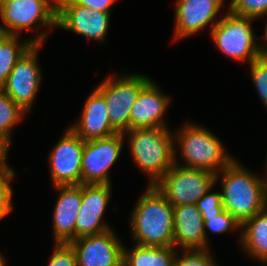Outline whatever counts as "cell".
<instances>
[{
    "mask_svg": "<svg viewBox=\"0 0 267 266\" xmlns=\"http://www.w3.org/2000/svg\"><path fill=\"white\" fill-rule=\"evenodd\" d=\"M235 158L215 175L221 178V197L224 210L240 224L267 206L264 177L244 168Z\"/></svg>",
    "mask_w": 267,
    "mask_h": 266,
    "instance_id": "cell-1",
    "label": "cell"
},
{
    "mask_svg": "<svg viewBox=\"0 0 267 266\" xmlns=\"http://www.w3.org/2000/svg\"><path fill=\"white\" fill-rule=\"evenodd\" d=\"M130 215L135 244L174 247L173 206L154 185H147Z\"/></svg>",
    "mask_w": 267,
    "mask_h": 266,
    "instance_id": "cell-2",
    "label": "cell"
},
{
    "mask_svg": "<svg viewBox=\"0 0 267 266\" xmlns=\"http://www.w3.org/2000/svg\"><path fill=\"white\" fill-rule=\"evenodd\" d=\"M171 132L169 128L153 127L123 133L135 165L149 176V186L155 185L175 164V142Z\"/></svg>",
    "mask_w": 267,
    "mask_h": 266,
    "instance_id": "cell-3",
    "label": "cell"
},
{
    "mask_svg": "<svg viewBox=\"0 0 267 266\" xmlns=\"http://www.w3.org/2000/svg\"><path fill=\"white\" fill-rule=\"evenodd\" d=\"M175 133V164L179 166L217 174L235 159L225 151L221 140L203 126L189 122L183 124ZM177 146L180 149L181 159L186 163L184 165L180 164V158H177Z\"/></svg>",
    "mask_w": 267,
    "mask_h": 266,
    "instance_id": "cell-4",
    "label": "cell"
},
{
    "mask_svg": "<svg viewBox=\"0 0 267 266\" xmlns=\"http://www.w3.org/2000/svg\"><path fill=\"white\" fill-rule=\"evenodd\" d=\"M0 33L20 36L22 31L47 27L31 39L42 45L51 28H57V0H5L0 11ZM3 23V24H2Z\"/></svg>",
    "mask_w": 267,
    "mask_h": 266,
    "instance_id": "cell-5",
    "label": "cell"
},
{
    "mask_svg": "<svg viewBox=\"0 0 267 266\" xmlns=\"http://www.w3.org/2000/svg\"><path fill=\"white\" fill-rule=\"evenodd\" d=\"M225 13L210 31L211 39L216 48L230 59L238 62L247 60L250 64L264 54L261 43L257 42L258 36H254L252 23L255 19L235 15L228 10Z\"/></svg>",
    "mask_w": 267,
    "mask_h": 266,
    "instance_id": "cell-6",
    "label": "cell"
},
{
    "mask_svg": "<svg viewBox=\"0 0 267 266\" xmlns=\"http://www.w3.org/2000/svg\"><path fill=\"white\" fill-rule=\"evenodd\" d=\"M107 77L96 89L105 97L108 116L118 133L130 130V111L142 87L151 79L143 74H124Z\"/></svg>",
    "mask_w": 267,
    "mask_h": 266,
    "instance_id": "cell-7",
    "label": "cell"
},
{
    "mask_svg": "<svg viewBox=\"0 0 267 266\" xmlns=\"http://www.w3.org/2000/svg\"><path fill=\"white\" fill-rule=\"evenodd\" d=\"M213 172L174 164L154 185L174 207L196 202L216 183Z\"/></svg>",
    "mask_w": 267,
    "mask_h": 266,
    "instance_id": "cell-8",
    "label": "cell"
},
{
    "mask_svg": "<svg viewBox=\"0 0 267 266\" xmlns=\"http://www.w3.org/2000/svg\"><path fill=\"white\" fill-rule=\"evenodd\" d=\"M123 133L85 141L81 161V184H111L110 169L121 155Z\"/></svg>",
    "mask_w": 267,
    "mask_h": 266,
    "instance_id": "cell-9",
    "label": "cell"
},
{
    "mask_svg": "<svg viewBox=\"0 0 267 266\" xmlns=\"http://www.w3.org/2000/svg\"><path fill=\"white\" fill-rule=\"evenodd\" d=\"M41 46L33 44L22 55L1 87L26 113L31 111L42 81V72L37 61Z\"/></svg>",
    "mask_w": 267,
    "mask_h": 266,
    "instance_id": "cell-10",
    "label": "cell"
},
{
    "mask_svg": "<svg viewBox=\"0 0 267 266\" xmlns=\"http://www.w3.org/2000/svg\"><path fill=\"white\" fill-rule=\"evenodd\" d=\"M64 132L49 154L51 182L53 186L80 185L85 141L70 127Z\"/></svg>",
    "mask_w": 267,
    "mask_h": 266,
    "instance_id": "cell-11",
    "label": "cell"
},
{
    "mask_svg": "<svg viewBox=\"0 0 267 266\" xmlns=\"http://www.w3.org/2000/svg\"><path fill=\"white\" fill-rule=\"evenodd\" d=\"M111 13L88 9L71 0H57V28L71 31L90 40H106Z\"/></svg>",
    "mask_w": 267,
    "mask_h": 266,
    "instance_id": "cell-12",
    "label": "cell"
},
{
    "mask_svg": "<svg viewBox=\"0 0 267 266\" xmlns=\"http://www.w3.org/2000/svg\"><path fill=\"white\" fill-rule=\"evenodd\" d=\"M112 229L72 240L77 266H123V242Z\"/></svg>",
    "mask_w": 267,
    "mask_h": 266,
    "instance_id": "cell-13",
    "label": "cell"
},
{
    "mask_svg": "<svg viewBox=\"0 0 267 266\" xmlns=\"http://www.w3.org/2000/svg\"><path fill=\"white\" fill-rule=\"evenodd\" d=\"M225 0H177L175 5L174 40L176 42L220 21L217 18ZM216 18V19H215Z\"/></svg>",
    "mask_w": 267,
    "mask_h": 266,
    "instance_id": "cell-14",
    "label": "cell"
},
{
    "mask_svg": "<svg viewBox=\"0 0 267 266\" xmlns=\"http://www.w3.org/2000/svg\"><path fill=\"white\" fill-rule=\"evenodd\" d=\"M111 186V184H82V203L76 220V239L112 229L103 220L112 194Z\"/></svg>",
    "mask_w": 267,
    "mask_h": 266,
    "instance_id": "cell-15",
    "label": "cell"
},
{
    "mask_svg": "<svg viewBox=\"0 0 267 266\" xmlns=\"http://www.w3.org/2000/svg\"><path fill=\"white\" fill-rule=\"evenodd\" d=\"M151 78L140 90L130 111V130L136 128H169L164 119L171 97L161 92Z\"/></svg>",
    "mask_w": 267,
    "mask_h": 266,
    "instance_id": "cell-16",
    "label": "cell"
},
{
    "mask_svg": "<svg viewBox=\"0 0 267 266\" xmlns=\"http://www.w3.org/2000/svg\"><path fill=\"white\" fill-rule=\"evenodd\" d=\"M52 187L59 192L52 220L54 243H69L76 239V220L82 203V184Z\"/></svg>",
    "mask_w": 267,
    "mask_h": 266,
    "instance_id": "cell-17",
    "label": "cell"
},
{
    "mask_svg": "<svg viewBox=\"0 0 267 266\" xmlns=\"http://www.w3.org/2000/svg\"><path fill=\"white\" fill-rule=\"evenodd\" d=\"M88 96L79 121L70 128L84 141L118 133L110 123L105 97L96 88Z\"/></svg>",
    "mask_w": 267,
    "mask_h": 266,
    "instance_id": "cell-18",
    "label": "cell"
},
{
    "mask_svg": "<svg viewBox=\"0 0 267 266\" xmlns=\"http://www.w3.org/2000/svg\"><path fill=\"white\" fill-rule=\"evenodd\" d=\"M174 247L179 250L206 249L204 221L196 204L173 207Z\"/></svg>",
    "mask_w": 267,
    "mask_h": 266,
    "instance_id": "cell-19",
    "label": "cell"
},
{
    "mask_svg": "<svg viewBox=\"0 0 267 266\" xmlns=\"http://www.w3.org/2000/svg\"><path fill=\"white\" fill-rule=\"evenodd\" d=\"M239 242L250 259L267 265V206L241 224Z\"/></svg>",
    "mask_w": 267,
    "mask_h": 266,
    "instance_id": "cell-20",
    "label": "cell"
},
{
    "mask_svg": "<svg viewBox=\"0 0 267 266\" xmlns=\"http://www.w3.org/2000/svg\"><path fill=\"white\" fill-rule=\"evenodd\" d=\"M176 247L123 246V266H174Z\"/></svg>",
    "mask_w": 267,
    "mask_h": 266,
    "instance_id": "cell-21",
    "label": "cell"
},
{
    "mask_svg": "<svg viewBox=\"0 0 267 266\" xmlns=\"http://www.w3.org/2000/svg\"><path fill=\"white\" fill-rule=\"evenodd\" d=\"M20 36L0 33V88L17 61L33 45L31 39L20 41Z\"/></svg>",
    "mask_w": 267,
    "mask_h": 266,
    "instance_id": "cell-22",
    "label": "cell"
},
{
    "mask_svg": "<svg viewBox=\"0 0 267 266\" xmlns=\"http://www.w3.org/2000/svg\"><path fill=\"white\" fill-rule=\"evenodd\" d=\"M27 113L0 88V135L11 144L12 131Z\"/></svg>",
    "mask_w": 267,
    "mask_h": 266,
    "instance_id": "cell-23",
    "label": "cell"
},
{
    "mask_svg": "<svg viewBox=\"0 0 267 266\" xmlns=\"http://www.w3.org/2000/svg\"><path fill=\"white\" fill-rule=\"evenodd\" d=\"M204 221V231L206 234V249L210 248L209 234L207 230L211 231L212 233H225L234 230L241 231V224L227 211H223L218 216H212L208 218H203Z\"/></svg>",
    "mask_w": 267,
    "mask_h": 266,
    "instance_id": "cell-24",
    "label": "cell"
},
{
    "mask_svg": "<svg viewBox=\"0 0 267 266\" xmlns=\"http://www.w3.org/2000/svg\"><path fill=\"white\" fill-rule=\"evenodd\" d=\"M227 10L238 16L259 19L267 16V0H231Z\"/></svg>",
    "mask_w": 267,
    "mask_h": 266,
    "instance_id": "cell-25",
    "label": "cell"
},
{
    "mask_svg": "<svg viewBox=\"0 0 267 266\" xmlns=\"http://www.w3.org/2000/svg\"><path fill=\"white\" fill-rule=\"evenodd\" d=\"M250 74L261 102L267 109V55L263 54L250 64Z\"/></svg>",
    "mask_w": 267,
    "mask_h": 266,
    "instance_id": "cell-26",
    "label": "cell"
},
{
    "mask_svg": "<svg viewBox=\"0 0 267 266\" xmlns=\"http://www.w3.org/2000/svg\"><path fill=\"white\" fill-rule=\"evenodd\" d=\"M182 251V257H178L179 253H176L174 266H217L209 248Z\"/></svg>",
    "mask_w": 267,
    "mask_h": 266,
    "instance_id": "cell-27",
    "label": "cell"
},
{
    "mask_svg": "<svg viewBox=\"0 0 267 266\" xmlns=\"http://www.w3.org/2000/svg\"><path fill=\"white\" fill-rule=\"evenodd\" d=\"M215 183L197 202L196 207L200 211L202 218L218 216L224 211L221 191L211 192Z\"/></svg>",
    "mask_w": 267,
    "mask_h": 266,
    "instance_id": "cell-28",
    "label": "cell"
},
{
    "mask_svg": "<svg viewBox=\"0 0 267 266\" xmlns=\"http://www.w3.org/2000/svg\"><path fill=\"white\" fill-rule=\"evenodd\" d=\"M48 266H77L75 251L69 243H54Z\"/></svg>",
    "mask_w": 267,
    "mask_h": 266,
    "instance_id": "cell-29",
    "label": "cell"
},
{
    "mask_svg": "<svg viewBox=\"0 0 267 266\" xmlns=\"http://www.w3.org/2000/svg\"><path fill=\"white\" fill-rule=\"evenodd\" d=\"M15 174L9 164L0 166V204H12L13 188L10 182L14 179Z\"/></svg>",
    "mask_w": 267,
    "mask_h": 266,
    "instance_id": "cell-30",
    "label": "cell"
},
{
    "mask_svg": "<svg viewBox=\"0 0 267 266\" xmlns=\"http://www.w3.org/2000/svg\"><path fill=\"white\" fill-rule=\"evenodd\" d=\"M74 4L87 7L88 9L111 13V8L117 0H71Z\"/></svg>",
    "mask_w": 267,
    "mask_h": 266,
    "instance_id": "cell-31",
    "label": "cell"
},
{
    "mask_svg": "<svg viewBox=\"0 0 267 266\" xmlns=\"http://www.w3.org/2000/svg\"><path fill=\"white\" fill-rule=\"evenodd\" d=\"M10 143L0 135V166L8 164L7 157Z\"/></svg>",
    "mask_w": 267,
    "mask_h": 266,
    "instance_id": "cell-32",
    "label": "cell"
},
{
    "mask_svg": "<svg viewBox=\"0 0 267 266\" xmlns=\"http://www.w3.org/2000/svg\"><path fill=\"white\" fill-rule=\"evenodd\" d=\"M13 210V204H0V220L10 215Z\"/></svg>",
    "mask_w": 267,
    "mask_h": 266,
    "instance_id": "cell-33",
    "label": "cell"
},
{
    "mask_svg": "<svg viewBox=\"0 0 267 266\" xmlns=\"http://www.w3.org/2000/svg\"><path fill=\"white\" fill-rule=\"evenodd\" d=\"M261 38H263V41H265L261 44L262 49H263V53L265 55H267V23L265 25L264 33H263V35H261Z\"/></svg>",
    "mask_w": 267,
    "mask_h": 266,
    "instance_id": "cell-34",
    "label": "cell"
},
{
    "mask_svg": "<svg viewBox=\"0 0 267 266\" xmlns=\"http://www.w3.org/2000/svg\"><path fill=\"white\" fill-rule=\"evenodd\" d=\"M265 166H266V169H265V172H266V176L264 177V185H265V195H266V198H267V157H266V163H265Z\"/></svg>",
    "mask_w": 267,
    "mask_h": 266,
    "instance_id": "cell-35",
    "label": "cell"
},
{
    "mask_svg": "<svg viewBox=\"0 0 267 266\" xmlns=\"http://www.w3.org/2000/svg\"><path fill=\"white\" fill-rule=\"evenodd\" d=\"M0 266H6V259L2 253H0Z\"/></svg>",
    "mask_w": 267,
    "mask_h": 266,
    "instance_id": "cell-36",
    "label": "cell"
},
{
    "mask_svg": "<svg viewBox=\"0 0 267 266\" xmlns=\"http://www.w3.org/2000/svg\"><path fill=\"white\" fill-rule=\"evenodd\" d=\"M4 2H5V0H0V11L2 9V6H3Z\"/></svg>",
    "mask_w": 267,
    "mask_h": 266,
    "instance_id": "cell-37",
    "label": "cell"
}]
</instances>
